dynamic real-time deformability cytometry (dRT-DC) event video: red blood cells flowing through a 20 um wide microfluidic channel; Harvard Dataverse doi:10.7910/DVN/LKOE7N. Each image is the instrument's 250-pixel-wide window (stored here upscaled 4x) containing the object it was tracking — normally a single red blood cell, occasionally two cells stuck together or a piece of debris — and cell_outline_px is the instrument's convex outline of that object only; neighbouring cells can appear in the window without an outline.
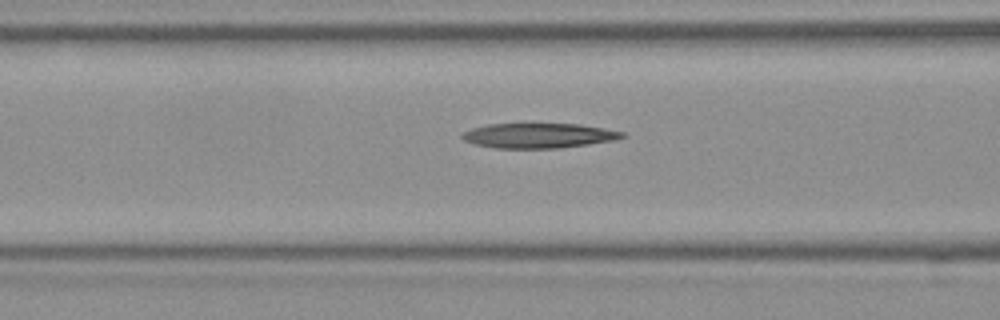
{"species": "Egyptian fruit bat (a non-hibernating species)", "species_latin": "Rousettus aegyptiacus", "temperature_condition": "room temperature", "stored_images_in_passage": 29, "camera_frame_rate_fps": 3000, "um_per_image_px": 0.085, "frame": {"image": 1, "passage_image": 8, "time_ms": 2.333, "image_size_px": [1000, 320], "cell_outline_px": [[628, 136], [612, 140], [588, 144], [560, 148], [492, 148], [476, 144], [464, 140], [460, 136], [464, 132], [472, 128], [488, 124], [580, 124], [604, 128], [624, 132]], "centroid_in_image_um": [45.79, 11.52], "position_along_channel_um": 120.8, "area_um2": 23.12}}
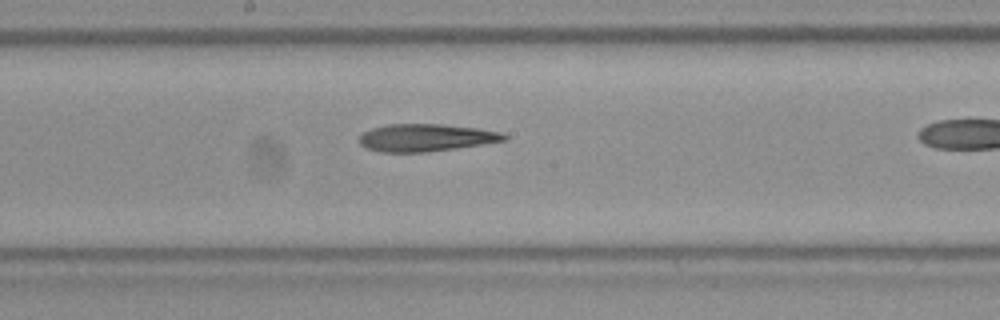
{"frame": {"image": 2, "passage_image": 15, "time_ms": 4.667, "image_size_px": [1000, 320], "cell_outline_px": [[508, 140], [456, 148], [424, 152], [380, 152], [368, 148], [360, 144], [360, 136], [364, 132], [372, 128], [388, 124], [444, 124], [476, 128], [504, 132], [508, 136]], "centroid_in_image_um": [36.24, 11.69], "position_along_channel_um": 212.0, "area_um2": 23.12}}
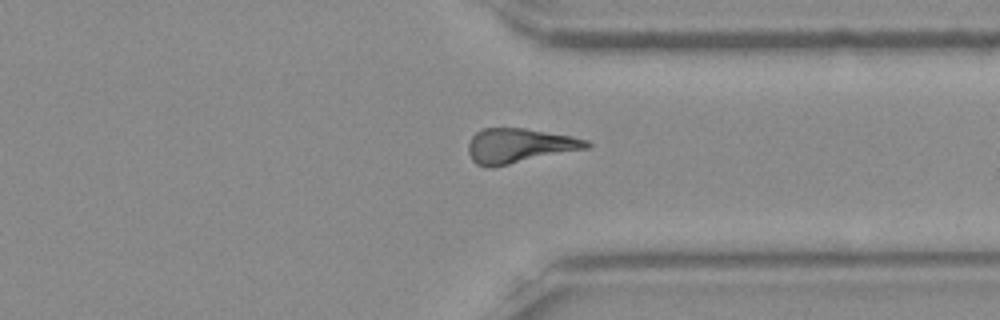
{"frame": {"image": 3, "passage_image": 27, "time_ms": 8.667, "image_size_px": [1000, 320], "cell_outline_px": [[592, 144], [588, 148], [492, 168], [484, 168], [476, 164], [472, 160], [468, 152], [468, 144], [472, 136], [476, 132], [484, 128], [524, 128], [572, 136], [588, 140]], "centroid_in_image_um": [44.12, 12.4], "position_along_channel_um": 367.3, "area_um2": 24.04}}